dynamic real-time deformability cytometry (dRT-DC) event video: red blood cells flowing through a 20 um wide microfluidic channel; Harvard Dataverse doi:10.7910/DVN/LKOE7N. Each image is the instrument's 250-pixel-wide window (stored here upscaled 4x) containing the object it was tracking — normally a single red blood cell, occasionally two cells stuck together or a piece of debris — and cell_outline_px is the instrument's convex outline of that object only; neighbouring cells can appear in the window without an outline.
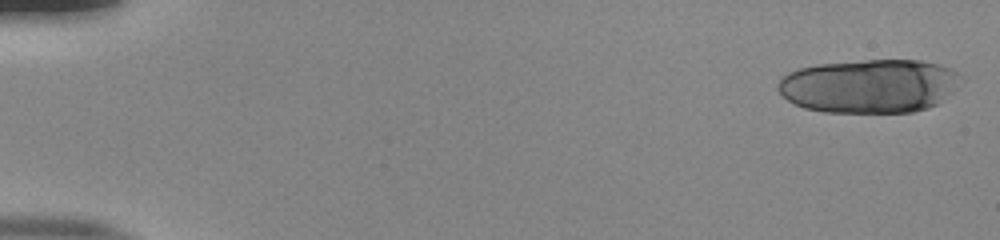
{"species": "human", "species_latin": "Homo sapiens", "temperature_condition": "room temperature", "stored_images_in_passage": 20, "camera_frame_rate_fps": 3000, "um_per_image_px": 0.085, "donor": {"sex": "male"}, "frame": {"image": 1, "passage_image": 1, "time_ms": 0.0, "image_size_px": [1000, 240], "cell_outline_px": [[964, 80], [956, 88], [936, 104], [928, 108], [912, 112], [824, 112], [804, 108], [788, 100], [776, 88], [776, 84], [788, 72], [800, 68], [816, 64], [864, 60], [920, 60], [940, 64], [952, 68], [964, 76]], "centroid_in_image_um": [73.94, 7.3], "position_along_channel_um": 11.1, "area_um2": 57.68}}
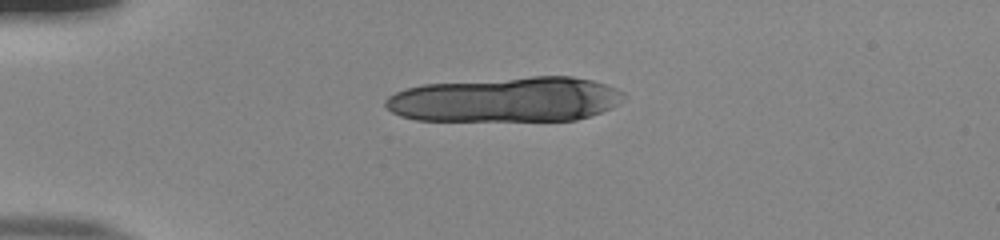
{"frame": {"image": 2, "passage_image": 13, "time_ms": 4.0, "image_size_px": [1000, 240], "cell_outline_px": [[628, 96], [624, 100], [612, 108], [576, 120], [416, 120], [400, 116], [392, 112], [384, 104], [384, 100], [388, 96], [404, 88], [424, 84], [532, 76], [572, 76], [592, 80], [616, 88], [624, 92]], "centroid_in_image_um": [43.02, 8.45], "position_along_channel_um": 42.0, "area_um2": 62.66}}